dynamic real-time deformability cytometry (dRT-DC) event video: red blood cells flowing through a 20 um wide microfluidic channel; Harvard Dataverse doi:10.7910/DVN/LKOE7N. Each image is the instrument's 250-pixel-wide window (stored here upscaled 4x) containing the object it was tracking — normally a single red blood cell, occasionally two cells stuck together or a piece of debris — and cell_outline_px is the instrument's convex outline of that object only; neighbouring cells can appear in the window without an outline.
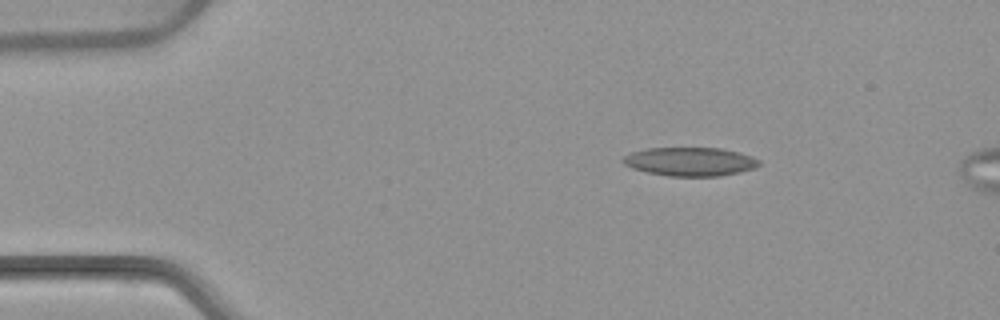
{"species": "common noctule bat (a hibernating species)", "species_latin": "Nyctalus noctula", "temperature_condition": "warm", "stored_images_in_passage": 3, "camera_frame_rate_fps": 3000, "um_per_image_px": 0.085, "animal": {"sex": "female", "body_mass_g": 22.7, "forearm_length_mm": 54.2}, "frame": {"image": 1, "passage_image": 1, "time_ms": 0.0, "image_size_px": [1000, 320], "cell_outline_px": [[760, 164], [756, 168], [740, 172], [720, 176], [668, 176], [648, 172], [632, 168], [624, 164], [620, 160], [624, 156], [632, 152], [648, 148], [720, 148], [740, 152], [752, 156], [760, 160]], "centroid_in_image_um": [58.68, 13.74], "position_along_channel_um": 26.3, "area_um2": 22.83}}